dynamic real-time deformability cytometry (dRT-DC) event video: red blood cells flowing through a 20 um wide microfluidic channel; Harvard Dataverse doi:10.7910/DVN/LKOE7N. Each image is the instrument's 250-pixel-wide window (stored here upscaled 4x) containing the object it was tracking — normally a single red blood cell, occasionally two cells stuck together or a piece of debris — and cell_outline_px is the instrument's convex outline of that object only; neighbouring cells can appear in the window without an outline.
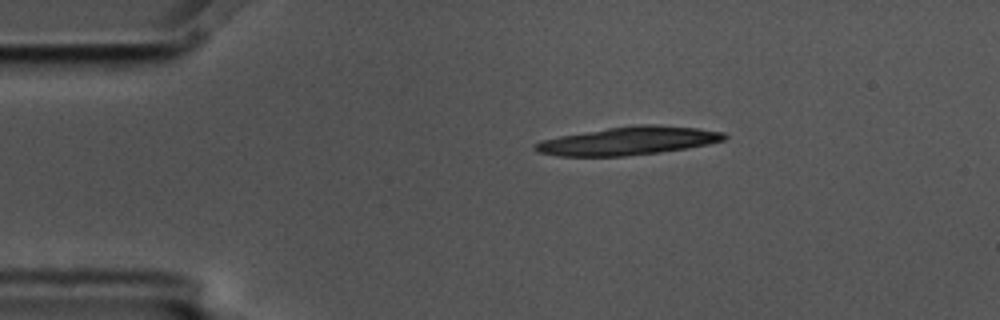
{"species": "common noctule bat (a hibernating species)", "species_latin": "Nyctalus noctula", "temperature_condition": "cold", "stored_images_in_passage": 5, "camera_frame_rate_fps": 3000, "um_per_image_px": 0.085, "animal": {"sex": "male", "body_mass_g": 17.5, "forearm_length_mm": 52.3}, "frame": {"image": 1, "passage_image": 1, "time_ms": 0.0, "image_size_px": [1000, 320], "cell_outline_px": [[728, 136], [724, 140], [708, 144], [688, 148], [660, 152], [624, 156], [556, 156], [540, 152], [532, 148], [540, 140], [560, 136], [608, 128], [640, 124], [656, 124], [696, 128], [724, 132]], "centroid_in_image_um": [53.43, 11.97], "position_along_channel_um": 31.6, "area_um2": 30.92}}